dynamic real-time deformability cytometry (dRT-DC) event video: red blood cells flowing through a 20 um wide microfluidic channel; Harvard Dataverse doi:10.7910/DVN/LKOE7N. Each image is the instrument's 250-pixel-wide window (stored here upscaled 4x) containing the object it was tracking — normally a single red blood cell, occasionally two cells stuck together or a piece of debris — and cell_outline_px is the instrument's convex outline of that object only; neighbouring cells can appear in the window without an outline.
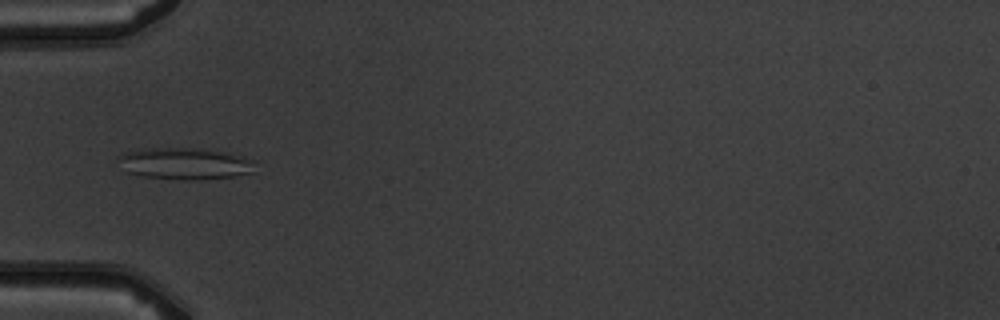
{"species": "common noctule bat (a hibernating species)", "species_latin": "Nyctalus noctula", "temperature_condition": "warm", "stored_images_in_passage": 6, "camera_frame_rate_fps": 3000, "um_per_image_px": 0.085, "animal": {"sex": "male", "body_mass_g": 19.5, "forearm_length_mm": 54.6}, "frame": {"image": 1, "passage_image": 6, "time_ms": 5.667, "image_size_px": [1000, 320], "cell_outline_px": [[256, 160], [252, 172], [236, 176], [200, 180], [184, 180], [136, 176], [128, 172], [120, 156], [124, 152], [144, 148], [196, 148], [224, 152], [244, 156]], "centroid_in_image_um": [15.78, 13.91], "position_along_channel_um": 69.2, "area_um2": 25.26}}